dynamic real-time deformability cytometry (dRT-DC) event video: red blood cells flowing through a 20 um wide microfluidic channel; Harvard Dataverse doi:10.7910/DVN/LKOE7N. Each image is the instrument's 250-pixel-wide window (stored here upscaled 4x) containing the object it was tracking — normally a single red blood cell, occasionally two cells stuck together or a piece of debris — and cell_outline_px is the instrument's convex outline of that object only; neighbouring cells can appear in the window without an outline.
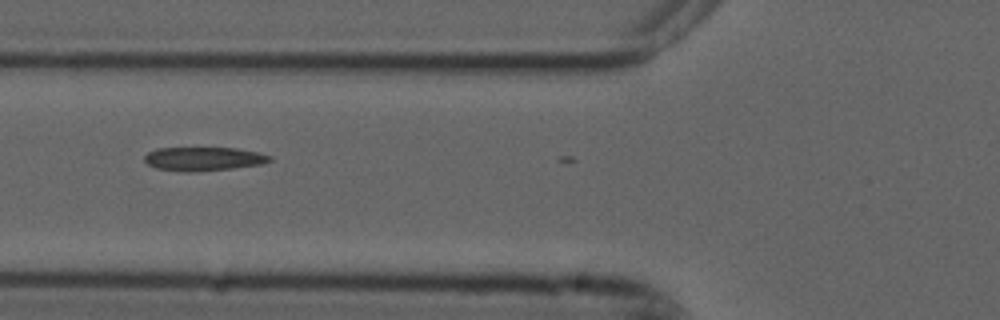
{"species": "common noctule bat (a hibernating species)", "species_latin": "Nyctalus noctula", "temperature_condition": "cold", "stored_images_in_passage": 7, "camera_frame_rate_fps": 3000, "um_per_image_px": 0.085, "animal": {"sex": "male", "forearm_length_mm": 52.5}, "frame": {"image": 1, "passage_image": 5, "time_ms": 1.333, "image_size_px": [1000, 320], "cell_outline_px": [[272, 160], [260, 164], [232, 168], [192, 172], [184, 172], [156, 168], [148, 164], [144, 160], [144, 156], [148, 152], [156, 148], [236, 148], [256, 152], [272, 156]], "centroid_in_image_um": [17.27, 13.5], "position_along_channel_um": 108.5, "area_um2": 17.22}}
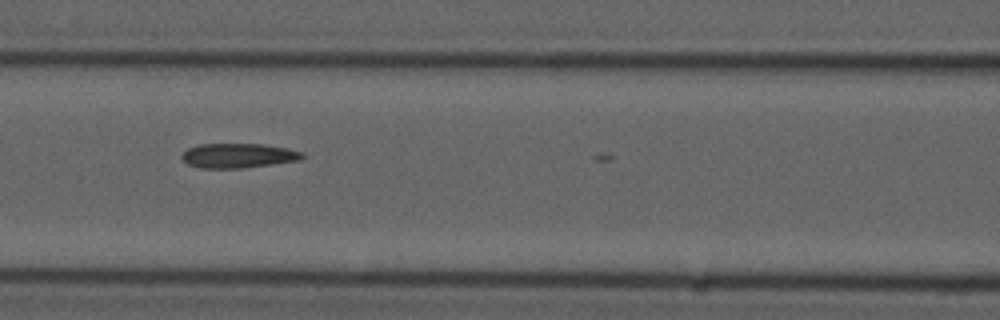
{"frame": {"image": 2, "passage_image": 6, "time_ms": 1.667, "image_size_px": [1000, 320], "cell_outline_px": [[304, 156], [300, 160], [244, 168], [200, 168], [188, 164], [180, 156], [188, 148], [200, 144], [264, 144], [288, 148], [304, 152]], "centroid_in_image_um": [20.27, 13.22], "position_along_channel_um": 146.3, "area_um2": 17.28}}
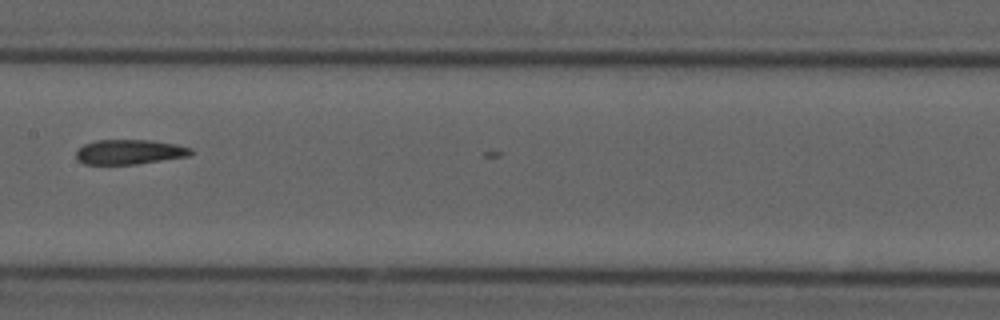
{"frame": {"image": 3, "passage_image": 7, "time_ms": 2.0, "image_size_px": [1000, 320], "cell_outline_px": [[192, 152], [188, 156], [136, 164], [84, 164], [76, 160], [76, 148], [84, 144], [96, 140], [152, 140], [176, 144], [192, 148]], "centroid_in_image_um": [10.96, 12.91], "position_along_channel_um": 196.4, "area_um2": 16.65}}